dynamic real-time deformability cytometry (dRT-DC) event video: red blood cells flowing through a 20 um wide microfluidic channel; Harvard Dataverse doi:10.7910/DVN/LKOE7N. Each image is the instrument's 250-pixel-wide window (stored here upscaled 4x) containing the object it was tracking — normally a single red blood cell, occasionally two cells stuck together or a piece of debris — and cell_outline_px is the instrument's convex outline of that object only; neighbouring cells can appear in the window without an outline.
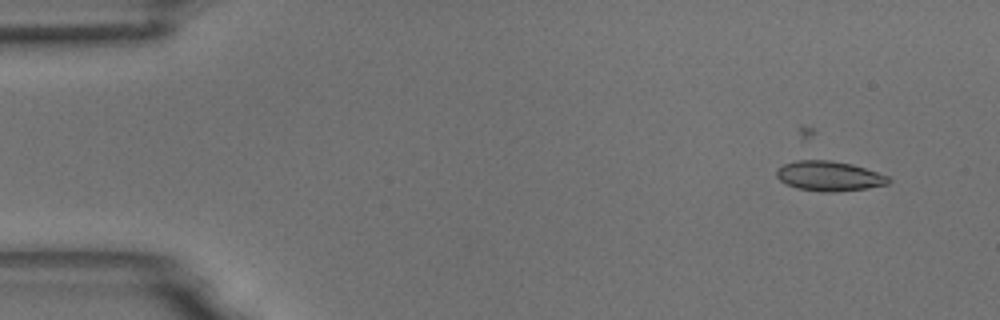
{"species": "common noctule bat (a hibernating species)", "species_latin": "Nyctalus noctula", "temperature_condition": "room temperature", "stored_images_in_passage": 59, "camera_frame_rate_fps": 3000, "um_per_image_px": 0.085, "animal": {"sex": "male", "body_mass_g": 18.8}, "frame": {"image": 1, "passage_image": 4, "time_ms": 1.0, "image_size_px": [1000, 320], "cell_outline_px": [[892, 180], [888, 184], [868, 188], [832, 192], [824, 192], [796, 188], [780, 180], [776, 176], [776, 172], [784, 164], [804, 156], [832, 160], [852, 164], [888, 176]], "centroid_in_image_um": [70.44, 14.92], "position_along_channel_um": 14.6, "area_um2": 19.94}}
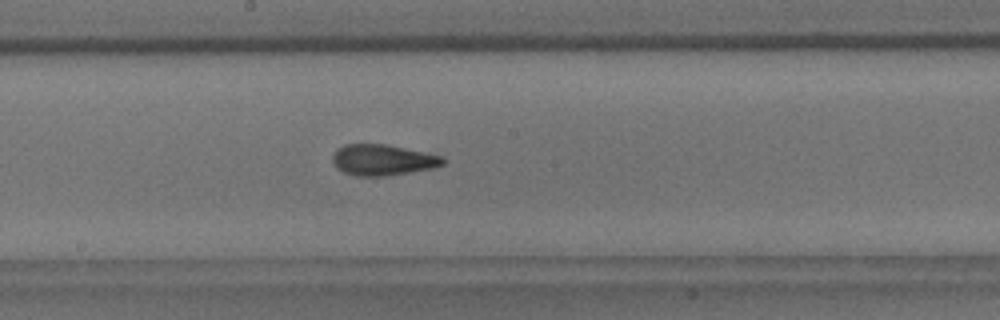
{"frame": {"image": 2, "passage_image": 31, "time_ms": 10.0, "image_size_px": [1000, 320], "cell_outline_px": [[448, 160], [444, 164], [436, 168], [388, 176], [356, 176], [344, 172], [336, 168], [332, 160], [332, 156], [336, 148], [344, 144], [388, 144], [444, 156]], "centroid_in_image_um": [32.57, 13.59], "position_along_channel_um": 215.6, "area_um2": 20.4}}
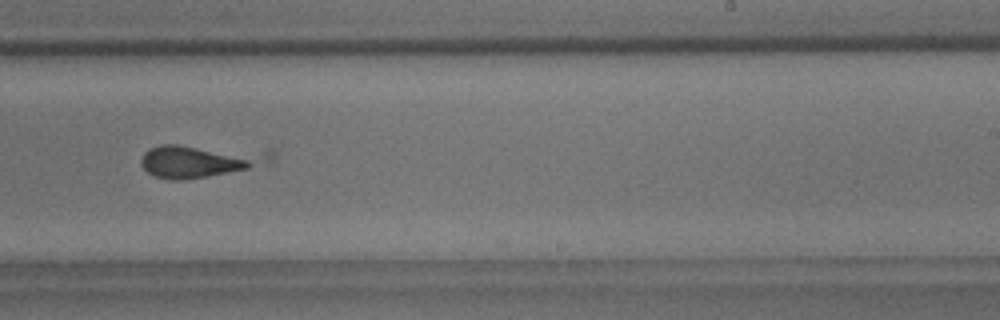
{"frame": {"image": 3, "passage_image": 36, "time_ms": 11.667, "image_size_px": [1000, 320], "cell_outline_px": [[276, 156], [272, 164], [208, 176], [180, 180], [172, 180], [152, 176], [140, 164], [140, 160], [144, 152], [148, 148], [160, 144], [176, 144], [272, 148], [276, 152]], "centroid_in_image_um": [17.18, 13.61], "position_along_channel_um": 271.8, "area_um2": 26.36}}